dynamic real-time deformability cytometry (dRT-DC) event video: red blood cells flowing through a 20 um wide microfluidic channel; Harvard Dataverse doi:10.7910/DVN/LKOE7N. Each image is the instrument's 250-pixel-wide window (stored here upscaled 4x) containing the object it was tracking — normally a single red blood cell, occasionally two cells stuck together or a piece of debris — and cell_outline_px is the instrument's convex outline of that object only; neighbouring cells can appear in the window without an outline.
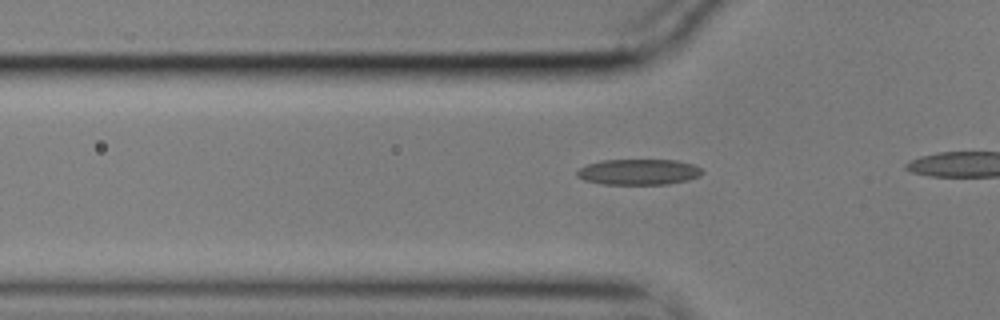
{"species": "common noctule bat (a hibernating species)", "species_latin": "Nyctalus noctula", "temperature_condition": "cold", "stored_images_in_passage": 14, "camera_frame_rate_fps": 3000, "um_per_image_px": 0.085, "animal": {"sex": "male", "body_mass_g": 17.9}, "frame": {"image": 1, "passage_image": 8, "time_ms": 2.333, "image_size_px": [1000, 320], "cell_outline_px": [[704, 172], [700, 176], [688, 180], [668, 184], [604, 184], [584, 180], [576, 176], [576, 172], [580, 168], [588, 164], [600, 160], [676, 160], [692, 164], [700, 168]], "centroid_in_image_um": [54.28, 14.61], "position_along_channel_um": 71.5, "area_um2": 18.79}}
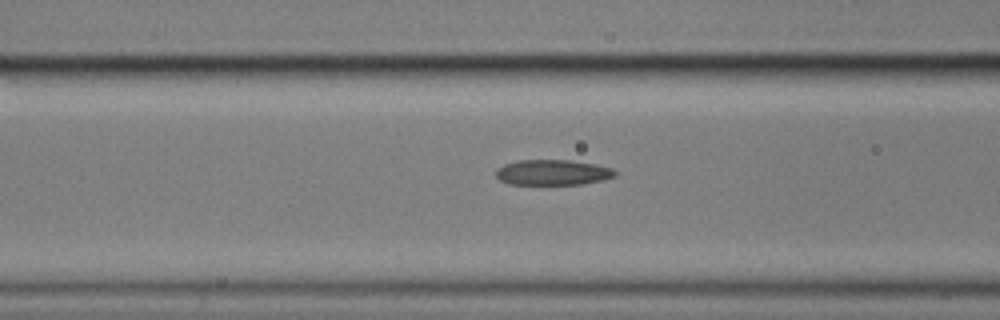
{"frame": {"image": 2, "passage_image": 12, "time_ms": 3.667, "image_size_px": [1000, 320], "cell_outline_px": [[616, 176], [584, 184], [508, 184], [500, 180], [496, 176], [496, 168], [504, 164], [520, 160], [568, 160], [596, 164], [612, 168], [616, 172]], "centroid_in_image_um": [46.96, 14.65], "position_along_channel_um": 119.6, "area_um2": 17.63}}